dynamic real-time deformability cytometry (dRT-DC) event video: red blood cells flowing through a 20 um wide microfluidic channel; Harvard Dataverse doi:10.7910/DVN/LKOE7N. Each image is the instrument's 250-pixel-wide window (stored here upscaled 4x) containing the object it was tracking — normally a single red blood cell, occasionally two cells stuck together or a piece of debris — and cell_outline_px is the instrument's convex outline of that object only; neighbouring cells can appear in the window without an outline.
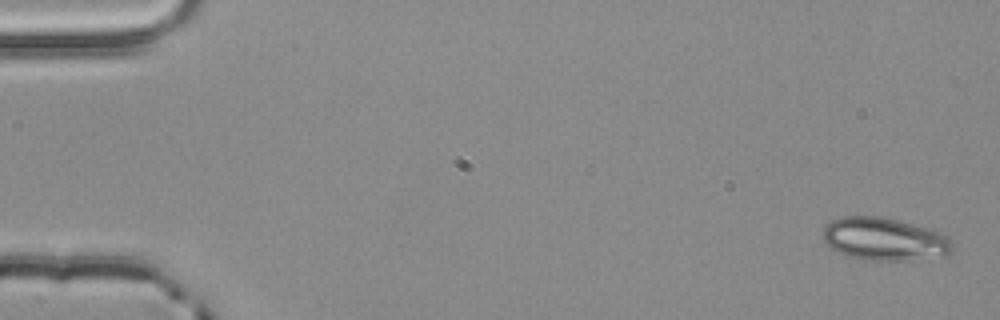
{"species": "common noctule bat (a hibernating species)", "species_latin": "Nyctalus noctula", "temperature_condition": "room temperature", "stored_images_in_passage": 3, "camera_frame_rate_fps": 3000, "um_per_image_px": 0.085, "animal": {"sex": "male", "body_mass_g": 20.4}, "frame": {"image": 1, "passage_image": 1, "time_ms": 0.0, "image_size_px": [1000, 320], "cell_outline_px": [[952, 252], [948, 256], [900, 260], [864, 260], [848, 256], [824, 244], [824, 228], [832, 220], [844, 216], [884, 216], [912, 224], [936, 232], [944, 236], [952, 244]], "centroid_in_image_um": [75.14, 20.33], "position_along_channel_um": 9.9, "area_um2": 31.91}}